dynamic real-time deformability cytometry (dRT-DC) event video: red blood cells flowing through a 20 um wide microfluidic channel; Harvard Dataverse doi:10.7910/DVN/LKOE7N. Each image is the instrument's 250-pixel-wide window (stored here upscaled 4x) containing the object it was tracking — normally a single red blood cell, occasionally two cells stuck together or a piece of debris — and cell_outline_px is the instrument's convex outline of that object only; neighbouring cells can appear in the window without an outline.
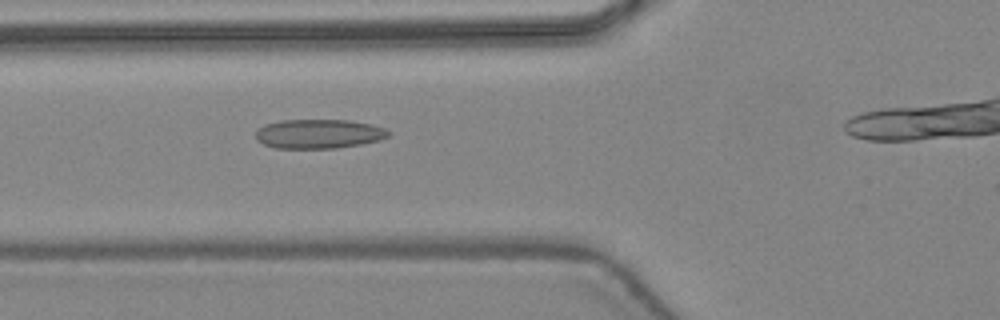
{"species": "common noctule bat (a hibernating species)", "species_latin": "Nyctalus noctula", "temperature_condition": "warm", "stored_images_in_passage": 19, "camera_frame_rate_fps": 3000, "um_per_image_px": 0.085, "animal": {"sex": "female", "body_mass_g": 24.6, "forearm_length_mm": 56.2}, "frame": {"image": 1, "passage_image": 7, "time_ms": 2.0, "image_size_px": [1000, 320], "cell_outline_px": [[392, 132], [388, 136], [380, 140], [360, 144], [336, 148], [276, 148], [264, 144], [256, 140], [256, 128], [264, 124], [280, 120], [348, 120], [372, 124], [384, 128]], "centroid_in_image_um": [27.08, 11.37], "position_along_channel_um": 98.7, "area_um2": 22.77}}
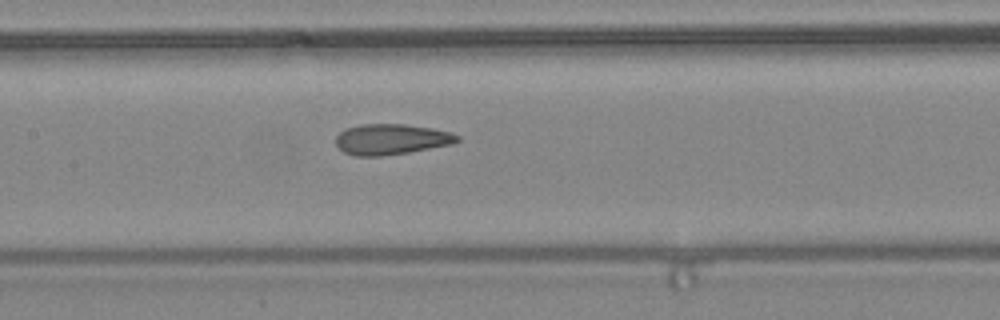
{"frame": {"image": 2, "passage_image": 12, "time_ms": 3.667, "image_size_px": [1000, 320], "cell_outline_px": [[460, 140], [452, 144], [408, 152], [380, 156], [356, 156], [344, 152], [336, 144], [336, 136], [344, 128], [360, 124], [404, 124], [432, 128], [452, 132], [460, 136]], "centroid_in_image_um": [33.26, 11.83], "position_along_channel_um": 174.1, "area_um2": 21.73}}
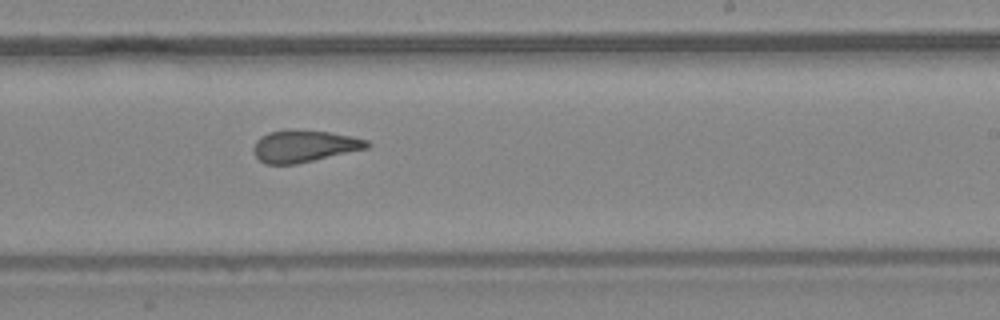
{"frame": {"image": 3, "passage_image": 18, "time_ms": 5.667, "image_size_px": [1000, 320], "cell_outline_px": [[372, 144], [368, 148], [296, 164], [264, 164], [252, 152], [252, 148], [256, 140], [260, 136], [268, 132], [288, 128], [292, 128], [328, 132], [352, 136], [368, 140]], "centroid_in_image_um": [25.82, 12.4], "position_along_channel_um": 263.2, "area_um2": 21.5}}